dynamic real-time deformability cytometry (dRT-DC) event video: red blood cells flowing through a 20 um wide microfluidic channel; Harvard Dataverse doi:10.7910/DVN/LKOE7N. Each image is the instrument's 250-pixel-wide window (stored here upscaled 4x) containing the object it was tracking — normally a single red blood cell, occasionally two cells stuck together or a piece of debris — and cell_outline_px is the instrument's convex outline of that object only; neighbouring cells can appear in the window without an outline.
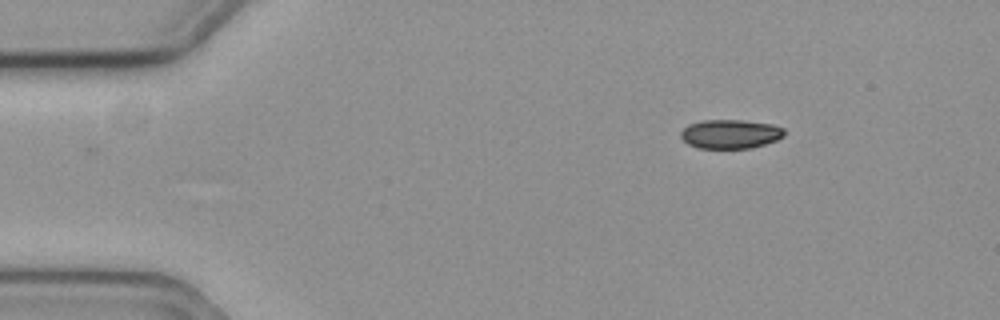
{"species": "common noctule bat (a hibernating species)", "species_latin": "Nyctalus noctula", "temperature_condition": "cold", "stored_images_in_passage": 51, "camera_frame_rate_fps": 3000, "um_per_image_px": 0.085, "animal": {"sex": "female", "body_mass_g": 19.3, "forearm_length_mm": 54.1}, "frame": {"image": 1, "passage_image": 1, "time_ms": 0.0, "image_size_px": [1000, 320], "cell_outline_px": [[784, 136], [776, 140], [752, 148], [700, 148], [688, 144], [680, 136], [680, 132], [688, 124], [700, 120], [744, 120], [772, 124], [784, 128]], "centroid_in_image_um": [62.07, 11.38], "position_along_channel_um": 22.9, "area_um2": 17.57}}
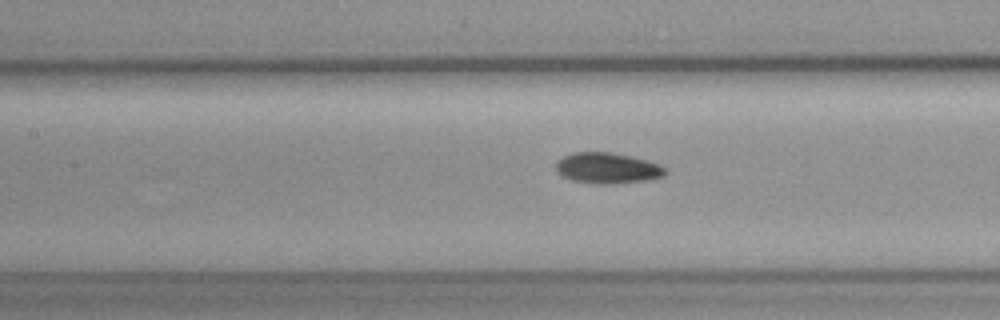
{"frame": {"image": 2, "passage_image": 19, "time_ms": 6.0, "image_size_px": [1000, 320], "cell_outline_px": [[668, 172], [664, 176], [648, 180], [612, 184], [592, 184], [572, 180], [560, 176], [556, 168], [556, 160], [572, 152], [608, 152], [632, 156], [648, 160], [660, 164]], "centroid_in_image_um": [51.63, 14.29], "position_along_channel_um": 155.8, "area_um2": 19.94}}
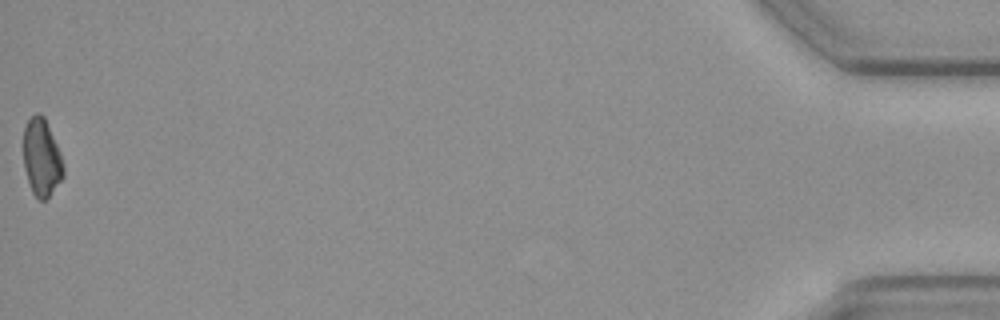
{"frame": {"image": 3, "passage_image": 51, "time_ms": 16.667, "image_size_px": [1000, 320], "cell_outline_px": [[64, 176], [48, 196], [44, 200], [40, 200], [32, 192], [24, 168], [24, 128], [28, 120], [36, 112], [40, 112], [44, 116], [60, 152], [64, 164]], "centroid_in_image_um": [3.54, 13.37], "position_along_channel_um": 431.7, "area_um2": 17.86}, "authors_computed_cell_mechanics": {"area_um2": 18.785, "velocity_mm_per_s": 3.5801, "shape_relaxation_time_tau1_ms": 3.4024, "shape_relaxation_time_tau2_ms": null, "deformation_change_tau1": 0.0839, "deformation_change_tau2": null}}